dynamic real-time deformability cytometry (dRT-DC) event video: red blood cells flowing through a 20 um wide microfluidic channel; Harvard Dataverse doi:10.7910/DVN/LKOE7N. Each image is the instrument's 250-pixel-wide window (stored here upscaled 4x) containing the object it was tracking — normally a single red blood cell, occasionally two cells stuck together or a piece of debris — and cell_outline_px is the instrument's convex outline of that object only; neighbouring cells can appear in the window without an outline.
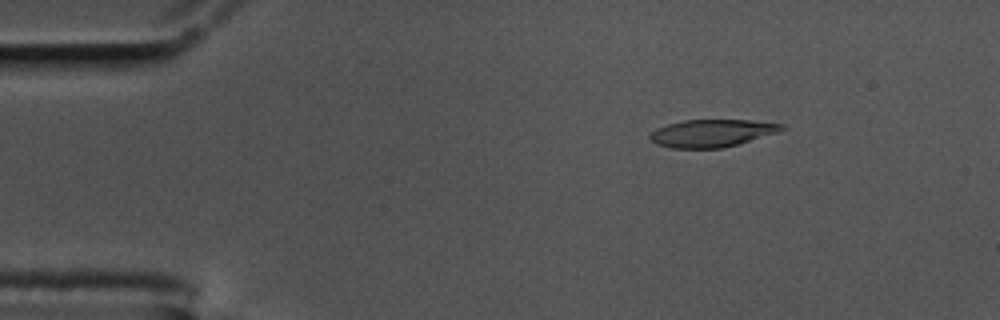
{"species": "common noctule bat (a hibernating species)", "species_latin": "Nyctalus noctula", "temperature_condition": "cold", "stored_images_in_passage": 57, "camera_frame_rate_fps": 3000, "um_per_image_px": 0.085, "animal": {"sex": "male", "body_mass_g": 17.5, "forearm_length_mm": 52.3}, "frame": {"image": 1, "passage_image": 8, "time_ms": 2.333, "image_size_px": [1000, 320], "cell_outline_px": [[784, 128], [776, 132], [736, 144], [720, 148], [672, 148], [656, 144], [648, 136], [656, 128], [668, 124], [684, 120], [748, 120], [784, 124]], "centroid_in_image_um": [60.45, 11.31], "position_along_channel_um": 24.6, "area_um2": 20.69}}
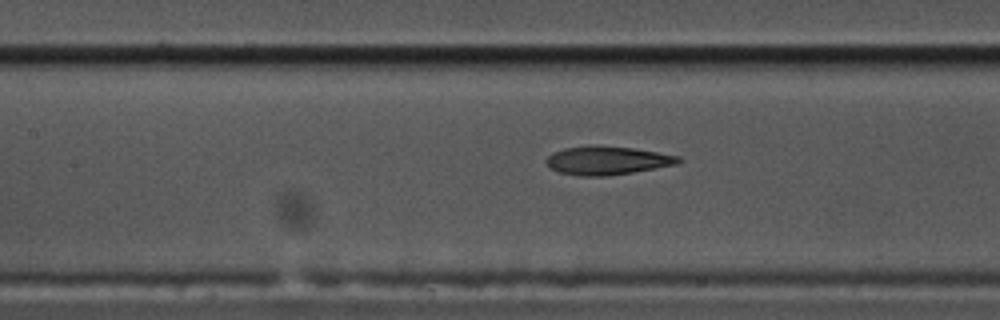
{"frame": {"image": 2, "passage_image": 25, "time_ms": 8.0, "image_size_px": [1000, 320], "cell_outline_px": [[684, 160], [676, 164], [656, 168], [632, 172], [604, 176], [580, 176], [560, 172], [552, 168], [544, 160], [552, 152], [564, 148], [592, 144], [632, 148], [680, 156]], "centroid_in_image_um": [51.6, 13.62], "position_along_channel_um": 155.8, "area_um2": 21.96}}
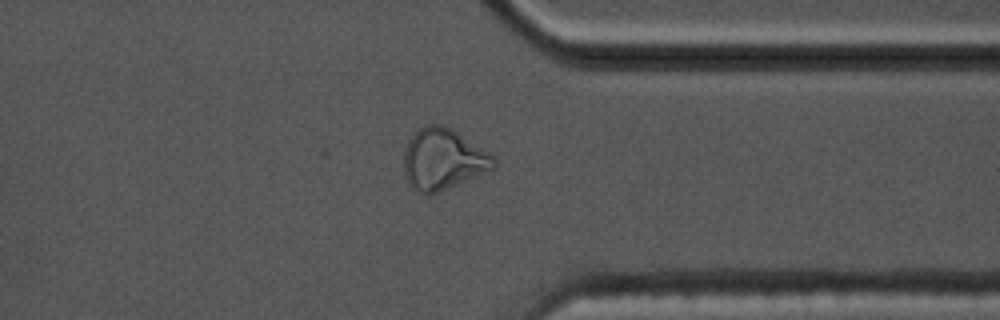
{"frame": {"image": 3, "passage_image": 44, "time_ms": 14.333, "image_size_px": [1000, 320], "cell_outline_px": [[496, 168], [428, 196], [424, 196], [412, 188], [408, 184], [404, 172], [404, 152], [408, 140], [420, 128], [428, 124], [440, 124], [452, 128], [496, 156]], "centroid_in_image_um": [37.67, 13.54], "position_along_channel_um": 373.7, "area_um2": 32.31}, "authors_computed_cell_mechanics": {"area_um2": 22.1374, "velocity_mm_per_s": 3.496, "shape_relaxation_time_tau1_ms": 11.0073, "shape_relaxation_time_tau2_ms": 2.9012, "deformation_change_tau1": 0.3097, "deformation_change_tau2": 0.1151}}